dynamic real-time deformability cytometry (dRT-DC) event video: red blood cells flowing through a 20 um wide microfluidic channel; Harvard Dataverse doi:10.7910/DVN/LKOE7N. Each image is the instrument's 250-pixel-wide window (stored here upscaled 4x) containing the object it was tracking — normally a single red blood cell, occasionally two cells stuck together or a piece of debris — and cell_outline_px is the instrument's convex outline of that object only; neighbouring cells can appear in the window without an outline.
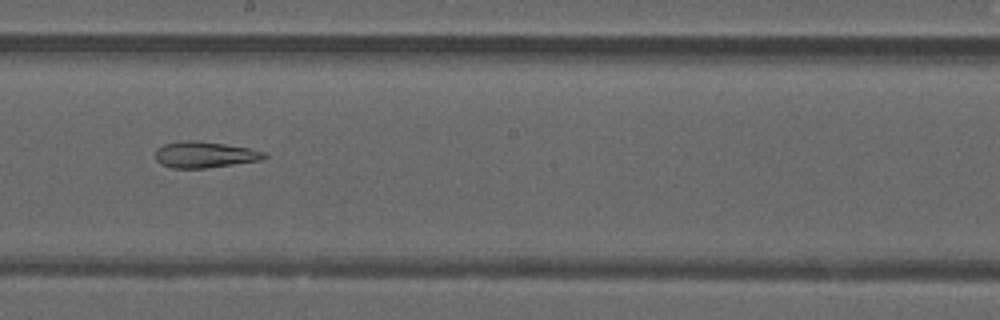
{"species": "common noctule bat (a hibernating species)", "species_latin": "Nyctalus noctula", "temperature_condition": "warm", "stored_images_in_passage": 49, "camera_frame_rate_fps": 3000, "um_per_image_px": 0.085, "animal": {"sex": "male", "forearm_length_mm": 52.5}, "frame": {"image": 1, "passage_image": 28, "time_ms": 9.0, "image_size_px": [1000, 320], "cell_outline_px": [[268, 156], [264, 160], [208, 168], [172, 168], [160, 164], [156, 160], [156, 148], [164, 144], [184, 140], [196, 140], [224, 144], [248, 148], [264, 152]], "centroid_in_image_um": [17.4, 13.15], "position_along_channel_um": 230.8, "area_um2": 16.76}, "authors_computed_cell_mechanics": {"area_um2": 21.1548, "velocity_mm_per_s": 4.2163, "shape_relaxation_time_tau1_ms": null, "shape_relaxation_time_tau2_ms": 4.5066, "deformation_change_tau1": null, "deformation_change_tau2": 0.1409}}